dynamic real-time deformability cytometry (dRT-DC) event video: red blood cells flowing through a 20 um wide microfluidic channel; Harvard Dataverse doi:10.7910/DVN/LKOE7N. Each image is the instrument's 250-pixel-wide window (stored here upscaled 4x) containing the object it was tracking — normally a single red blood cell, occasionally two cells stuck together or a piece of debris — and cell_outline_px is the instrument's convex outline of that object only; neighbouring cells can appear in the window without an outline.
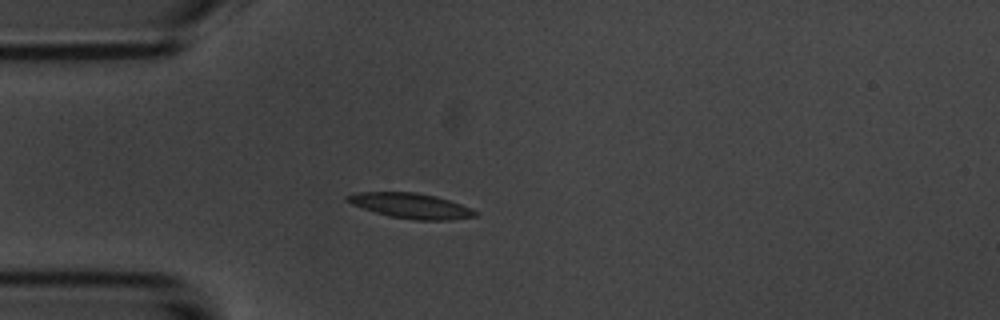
{"species": "common noctule bat (a hibernating species)", "species_latin": "Nyctalus noctula", "temperature_condition": "room temperature", "stored_images_in_passage": 6, "camera_frame_rate_fps": 3000, "um_per_image_px": 0.085, "animal": {"sex": "male", "body_mass_g": 20.1, "forearm_length_mm": 53.5}, "frame": {"image": 1, "passage_image": 5, "time_ms": 4.667, "image_size_px": [1000, 320], "cell_outline_px": [[476, 216], [452, 220], [416, 220], [388, 216], [352, 204], [344, 200], [344, 196], [356, 192], [416, 192], [436, 196], [460, 204], [476, 212]], "centroid_in_image_um": [34.87, 17.48], "position_along_channel_um": 50.1, "area_um2": 18.61}}